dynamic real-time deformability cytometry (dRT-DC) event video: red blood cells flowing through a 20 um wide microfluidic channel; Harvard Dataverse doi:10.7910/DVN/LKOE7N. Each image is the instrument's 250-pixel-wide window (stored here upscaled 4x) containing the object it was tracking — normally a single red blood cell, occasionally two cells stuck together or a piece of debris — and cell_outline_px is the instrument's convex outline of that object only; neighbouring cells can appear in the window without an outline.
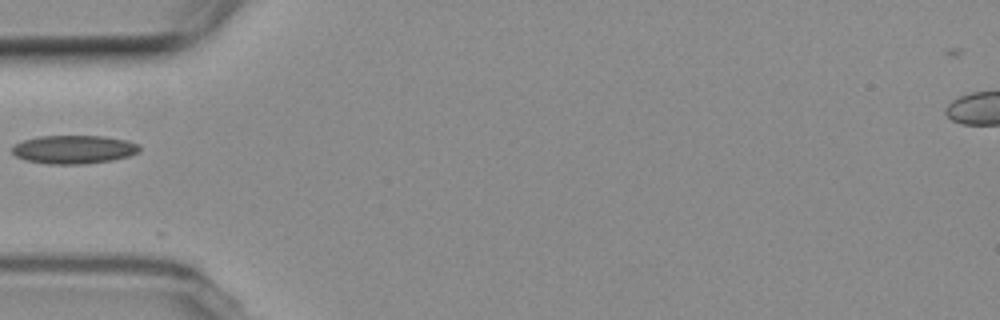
{"species": "common noctule bat (a hibernating species)", "species_latin": "Nyctalus noctula", "temperature_condition": "room temperature", "stored_images_in_passage": 5, "camera_frame_rate_fps": 3000, "um_per_image_px": 0.085, "animal": {"sex": "female", "body_mass_g": 19.3, "forearm_length_mm": 54.1}, "frame": {"image": 1, "passage_image": 5, "time_ms": 5.0, "image_size_px": [1000, 320], "cell_outline_px": [[140, 152], [128, 156], [112, 160], [84, 164], [48, 164], [24, 160], [16, 156], [12, 152], [12, 148], [16, 144], [24, 140], [40, 136], [104, 136], [128, 140], [140, 144]], "centroid_in_image_um": [6.31, 12.7], "position_along_channel_um": 78.7, "area_um2": 21.21}}